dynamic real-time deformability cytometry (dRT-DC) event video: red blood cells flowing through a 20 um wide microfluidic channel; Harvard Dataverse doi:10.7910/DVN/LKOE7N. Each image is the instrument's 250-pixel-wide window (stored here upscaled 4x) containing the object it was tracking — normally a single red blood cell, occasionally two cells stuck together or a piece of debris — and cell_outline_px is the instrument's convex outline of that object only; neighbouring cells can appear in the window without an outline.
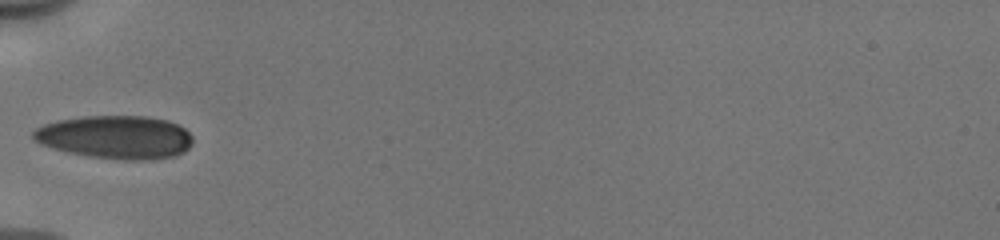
{"species": "human", "species_latin": "Homo sapiens", "temperature_condition": "cold", "stored_images_in_passage": 34, "camera_frame_rate_fps": 3000, "um_per_image_px": 0.085, "donor": {"sex": "male"}, "frame": {"image": 1, "passage_image": 1, "time_ms": 0.0, "image_size_px": [1000, 240], "cell_outline_px": [[192, 144], [184, 152], [172, 156], [144, 160], [124, 160], [88, 156], [52, 148], [36, 140], [32, 136], [32, 132], [36, 128], [44, 124], [56, 120], [84, 116], [144, 116], [168, 120], [184, 128], [192, 136]], "centroid_in_image_um": [9.83, 11.65], "position_along_channel_um": 75.2, "area_um2": 40.06}}
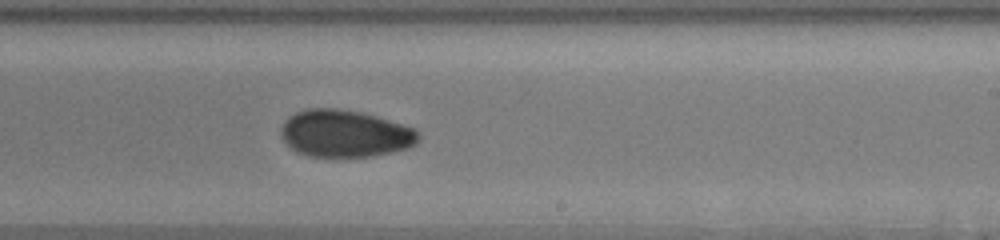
{"frame": {"image": 2, "passage_image": 15, "time_ms": 4.667, "image_size_px": [1000, 240], "cell_outline_px": [[420, 136], [416, 144], [408, 148], [372, 156], [308, 156], [296, 152], [284, 140], [280, 132], [280, 128], [284, 120], [288, 116], [296, 112], [308, 108], [336, 108], [360, 112], [376, 116], [416, 128], [420, 132]], "centroid_in_image_um": [29.32, 11.34], "position_along_channel_um": 259.7, "area_um2": 37.86}}
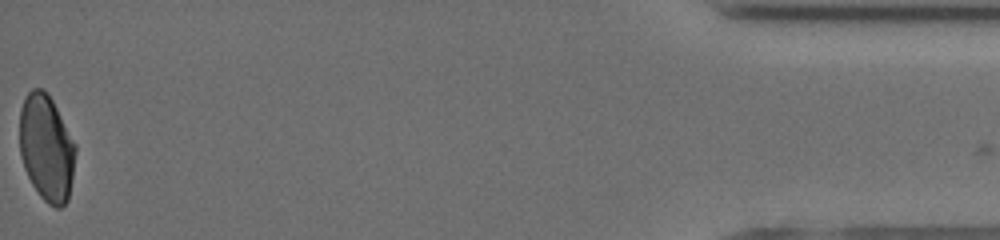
{"frame": {"image": 3, "passage_image": 34, "time_ms": 11.0, "image_size_px": [1000, 240], "cell_outline_px": [[76, 152], [68, 200], [60, 208], [56, 208], [48, 204], [40, 196], [32, 184], [24, 168], [20, 156], [20, 108], [24, 96], [32, 88], [44, 88], [48, 92], [76, 144]], "centroid_in_image_um": [3.94, 12.54], "position_along_channel_um": 431.3, "area_um2": 34.91}, "authors_computed_cell_mechanics": {"area_um2": 36.3562, "velocity_mm_per_s": 3.9762, "shape_relaxation_time_tau1_ms": 5.8572, "shape_relaxation_time_tau2_ms": 1.9085, "deformation_change_tau1": 0.1353, "deformation_change_tau2": 0.0493}}